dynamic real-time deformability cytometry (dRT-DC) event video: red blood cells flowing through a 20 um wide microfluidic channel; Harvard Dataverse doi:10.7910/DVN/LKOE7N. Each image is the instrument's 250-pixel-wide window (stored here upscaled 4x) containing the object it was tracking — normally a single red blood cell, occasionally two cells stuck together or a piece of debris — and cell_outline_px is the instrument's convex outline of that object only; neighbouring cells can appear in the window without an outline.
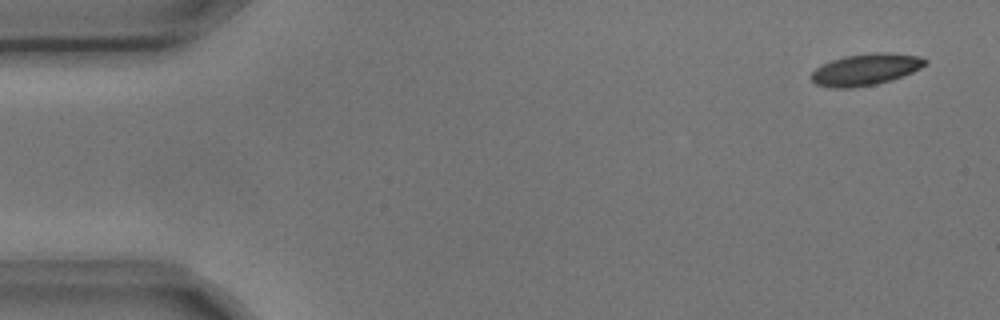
{"species": "common noctule bat (a hibernating species)", "species_latin": "Nyctalus noctula", "temperature_condition": "cold", "stored_images_in_passage": 4, "camera_frame_rate_fps": 3000, "um_per_image_px": 0.085, "animal": {"sex": "male", "body_mass_g": 17.9, "forearm_length_mm": 54.2}, "frame": {"image": 1, "passage_image": 1, "time_ms": 0.0, "image_size_px": [1000, 320], "cell_outline_px": [[928, 64], [912, 72], [876, 84], [852, 88], [832, 88], [816, 84], [808, 76], [816, 68], [832, 60], [844, 56], [876, 52], [888, 52], [920, 56], [928, 60]], "centroid_in_image_um": [73.57, 5.9], "position_along_channel_um": 11.4, "area_um2": 20.92}}